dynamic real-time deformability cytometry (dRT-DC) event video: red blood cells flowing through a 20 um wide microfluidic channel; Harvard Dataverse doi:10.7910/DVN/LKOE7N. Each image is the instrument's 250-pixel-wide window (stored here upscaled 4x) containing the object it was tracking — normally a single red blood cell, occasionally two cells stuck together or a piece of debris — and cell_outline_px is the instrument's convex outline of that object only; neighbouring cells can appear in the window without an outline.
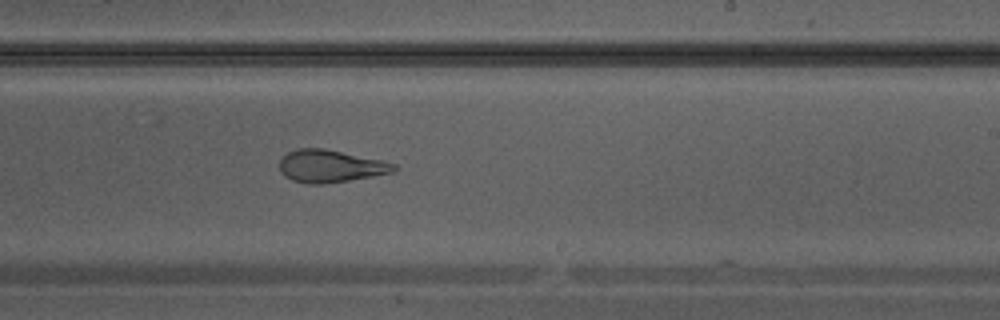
{"species": "Egyptian fruit bat (a non-hibernating species)", "species_latin": "Rousettus aegyptiacus", "temperature_condition": "warm", "stored_images_in_passage": 30, "camera_frame_rate_fps": 3000, "um_per_image_px": 0.085, "animal": {"sex": "male"}, "frame": {"image": 1, "passage_image": 22, "time_ms": 7.0, "image_size_px": [1000, 320], "cell_outline_px": [[396, 168], [392, 172], [372, 176], [324, 184], [308, 184], [292, 180], [284, 176], [280, 172], [280, 160], [288, 152], [296, 148], [324, 148], [380, 160], [396, 164]], "centroid_in_image_um": [28.03, 14.12], "position_along_channel_um": 261.0, "area_um2": 21.44}}